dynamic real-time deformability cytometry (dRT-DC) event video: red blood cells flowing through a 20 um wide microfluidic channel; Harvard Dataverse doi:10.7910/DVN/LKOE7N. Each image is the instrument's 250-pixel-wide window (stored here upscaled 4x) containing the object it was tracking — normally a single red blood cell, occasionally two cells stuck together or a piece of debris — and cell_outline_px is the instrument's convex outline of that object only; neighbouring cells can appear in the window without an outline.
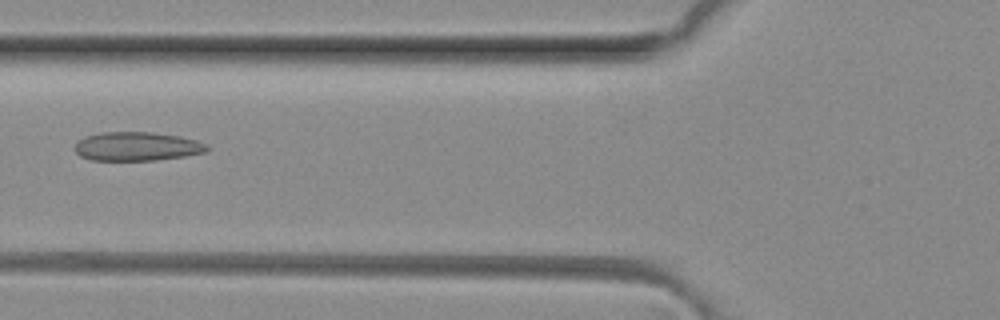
{"species": "common noctule bat (a hibernating species)", "species_latin": "Nyctalus noctula", "temperature_condition": "room temperature", "stored_images_in_passage": 6, "camera_frame_rate_fps": 3000, "um_per_image_px": 0.085, "animal": {"sex": "female", "body_mass_g": 29.2, "forearm_length_mm": 56.3}, "frame": {"image": 1, "passage_image": 5, "time_ms": 1.333, "image_size_px": [1000, 320], "cell_outline_px": [[208, 152], [184, 156], [156, 160], [92, 160], [80, 156], [76, 152], [76, 144], [84, 136], [100, 132], [152, 132], [180, 136], [196, 140], [208, 144]], "centroid_in_image_um": [11.67, 12.44], "position_along_channel_um": 114.1, "area_um2": 22.25}}
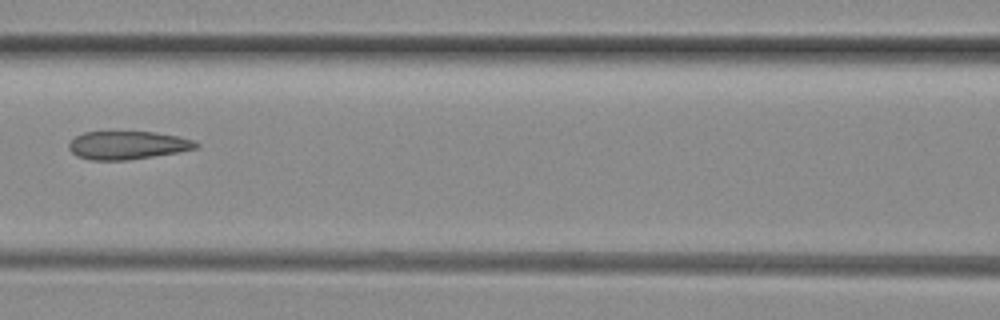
{"frame": {"image": 2, "passage_image": 6, "time_ms": 1.667, "image_size_px": [1000, 320], "cell_outline_px": [[200, 144], [196, 148], [176, 152], [128, 160], [88, 160], [76, 156], [68, 148], [68, 144], [76, 136], [84, 132], [152, 132], [176, 136], [196, 140]], "centroid_in_image_um": [10.81, 12.35], "position_along_channel_um": 155.8, "area_um2": 20.75}}